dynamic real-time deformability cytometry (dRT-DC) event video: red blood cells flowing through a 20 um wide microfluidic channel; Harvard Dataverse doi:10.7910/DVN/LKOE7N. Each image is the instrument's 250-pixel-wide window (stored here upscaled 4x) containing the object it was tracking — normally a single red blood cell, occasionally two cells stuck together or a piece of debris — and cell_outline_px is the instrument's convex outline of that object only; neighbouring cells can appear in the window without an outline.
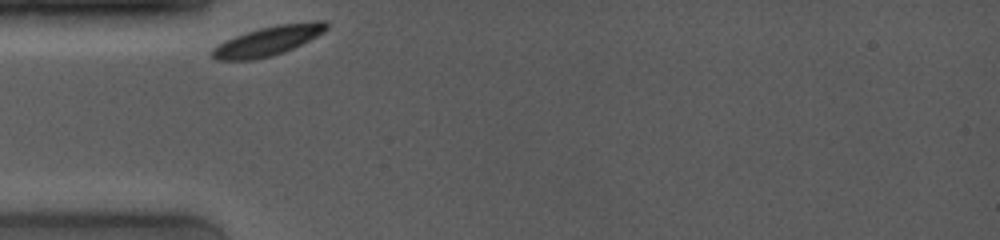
{"species": "common noctule bat (a hibernating species)", "species_latin": "Nyctalus noctula", "temperature_condition": "room temperature", "stored_images_in_passage": 22, "camera_frame_rate_fps": 4000, "um_per_image_px": 0.085, "animal": {"sex": "female", "body_mass_g": 19.0, "forearm_length_mm": 53.3}, "frame": {"image": 1, "passage_image": 1, "time_ms": 0.0, "image_size_px": [1000, 240], "cell_outline_px": [[328, 28], [324, 32], [284, 52], [272, 56], [252, 60], [216, 60], [212, 56], [212, 48], [224, 40], [260, 28], [276, 24], [312, 20], [324, 20], [328, 24]], "centroid_in_image_um": [22.8, 3.46], "position_along_channel_um": 62.2, "area_um2": 19.59}}
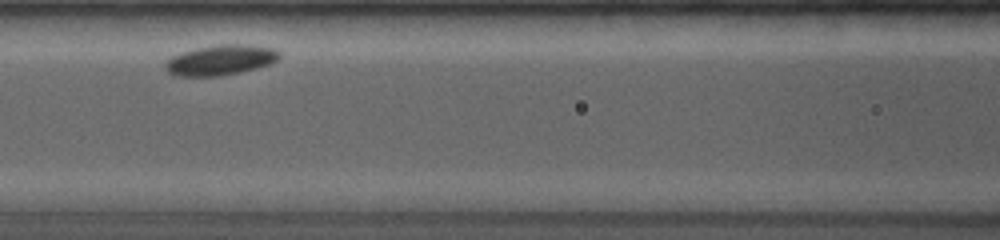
{"frame": {"image": 2, "passage_image": 9, "time_ms": 2.5, "image_size_px": [1000, 240], "cell_outline_px": [[280, 56], [276, 60], [268, 64], [256, 68], [240, 72], [220, 76], [172, 76], [164, 68], [164, 64], [172, 56], [180, 52], [196, 48], [216, 44], [248, 44], [272, 48], [280, 52]], "centroid_in_image_um": [18.7, 5.1], "position_along_channel_um": 147.9, "area_um2": 20.23}}
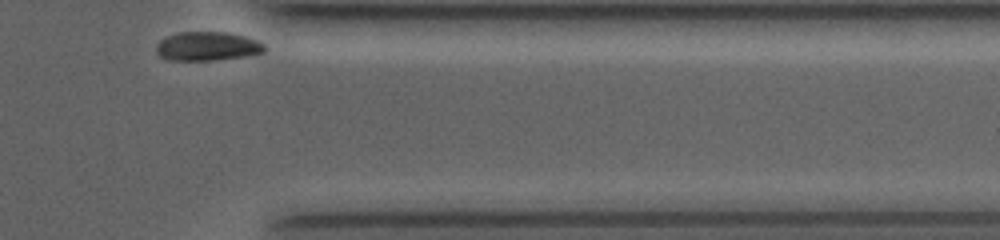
{"frame": {"image": 3, "passage_image": 22, "time_ms": 9.5, "image_size_px": [1000, 240], "cell_outline_px": [[268, 48], [264, 52], [244, 56], [212, 60], [168, 60], [160, 56], [156, 52], [156, 44], [160, 40], [168, 36], [180, 32], [228, 32], [244, 36], [256, 40], [264, 44]], "centroid_in_image_um": [17.63, 3.93], "position_along_channel_um": 393.8, "area_um2": 18.21}, "authors_computed_cell_mechanics": {"area_um2": 19.4497, "velocity_mm_per_s": 3.4886, "shape_relaxation_time_tau1_ms": 1.0299, "shape_relaxation_time_tau2_ms": null, "deformation_change_tau1": 0.0751, "deformation_change_tau2": null}}